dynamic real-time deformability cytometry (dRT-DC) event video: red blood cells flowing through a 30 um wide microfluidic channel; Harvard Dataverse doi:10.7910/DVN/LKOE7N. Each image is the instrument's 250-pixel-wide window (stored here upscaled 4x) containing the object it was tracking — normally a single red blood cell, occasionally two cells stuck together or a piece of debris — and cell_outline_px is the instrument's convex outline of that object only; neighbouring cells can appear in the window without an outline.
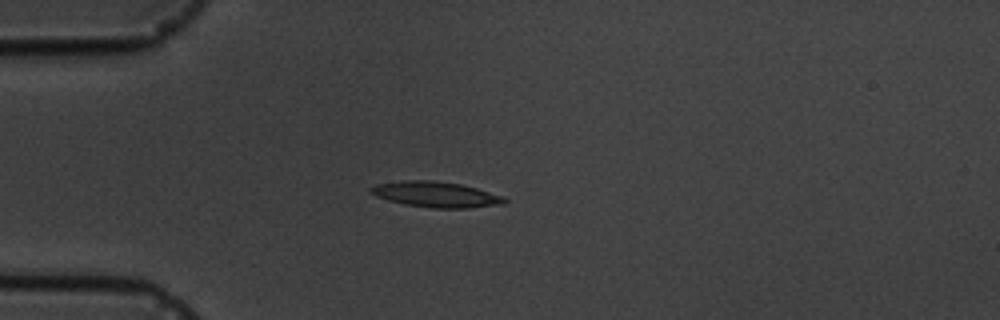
{"species": "common noctule bat (a hibernating species)", "species_latin": "Nyctalus noctula", "temperature_condition": "cold", "stored_images_in_passage": 1, "camera_frame_rate_fps": 3000, "um_per_image_px": 0.085, "animal": {"sex": "male", "body_mass_g": 19.5, "forearm_length_mm": 54.6}, "frame": {"image": 1, "passage_image": 1, "time_ms": 0.0, "image_size_px": [1000, 320], "cell_outline_px": [[508, 200], [504, 204], [468, 208], [432, 208], [404, 204], [388, 200], [376, 196], [368, 192], [368, 188], [376, 184], [404, 180], [432, 180], [460, 184], [476, 188], [504, 196]], "centroid_in_image_um": [37.04, 16.53], "position_along_channel_um": 48.0, "area_um2": 20.06}}